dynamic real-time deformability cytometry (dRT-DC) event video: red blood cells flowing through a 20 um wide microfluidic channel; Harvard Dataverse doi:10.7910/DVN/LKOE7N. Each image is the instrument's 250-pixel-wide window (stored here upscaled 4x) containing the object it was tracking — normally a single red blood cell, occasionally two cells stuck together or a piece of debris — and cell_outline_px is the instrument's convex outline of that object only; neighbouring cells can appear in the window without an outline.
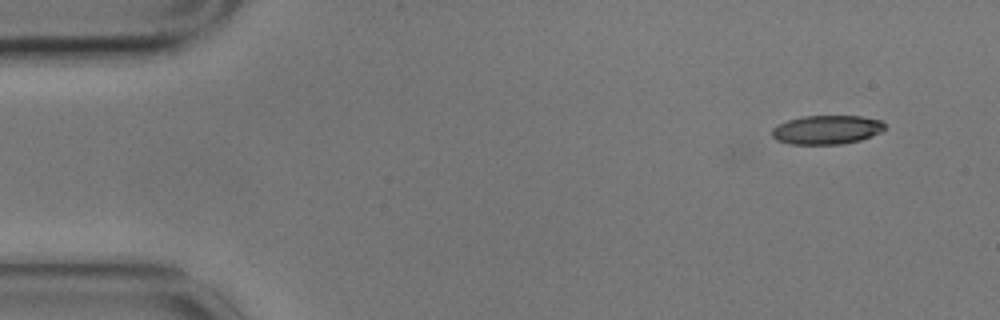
{"species": "common noctule bat (a hibernating species)", "species_latin": "Nyctalus noctula", "temperature_condition": "cold", "stored_images_in_passage": 4, "camera_frame_rate_fps": 3000, "um_per_image_px": 0.085, "animal": {"sex": "male", "body_mass_g": 17.9}, "frame": {"image": 1, "passage_image": 1, "time_ms": 0.0, "image_size_px": [1000, 320], "cell_outline_px": [[888, 128], [872, 136], [860, 140], [840, 144], [788, 144], [776, 140], [772, 136], [772, 128], [788, 120], [804, 116], [860, 116], [880, 120]], "centroid_in_image_um": [70.28, 11.03], "position_along_channel_um": 14.7, "area_um2": 19.02}}
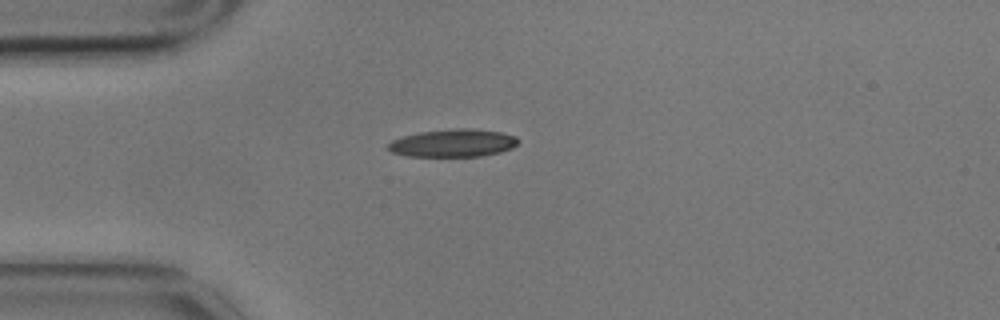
{"frame": {"image": 2, "passage_image": 4, "time_ms": 1.0, "image_size_px": [1000, 320], "cell_outline_px": [[520, 140], [512, 148], [500, 152], [480, 156], [408, 156], [392, 152], [388, 148], [388, 144], [392, 140], [404, 136], [420, 132], [456, 128], [472, 128], [500, 132], [516, 136]], "centroid_in_image_um": [38.54, 12.15], "position_along_channel_um": 46.5, "area_um2": 20.92}}